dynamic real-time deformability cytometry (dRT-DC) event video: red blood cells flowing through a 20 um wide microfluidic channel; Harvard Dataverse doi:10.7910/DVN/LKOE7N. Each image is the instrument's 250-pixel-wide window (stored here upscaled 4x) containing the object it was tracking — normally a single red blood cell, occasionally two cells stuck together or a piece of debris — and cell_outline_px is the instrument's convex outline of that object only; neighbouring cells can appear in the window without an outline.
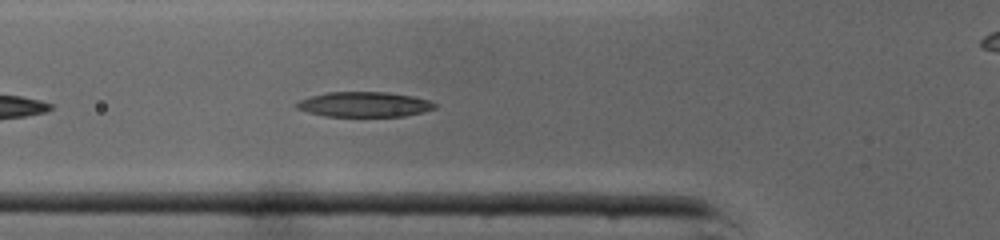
{"species": "common noctule bat (a hibernating species)", "species_latin": "Nyctalus noctula", "temperature_condition": "cold", "stored_images_in_passage": 19, "camera_frame_rate_fps": 3000, "um_per_image_px": 0.085, "animal": {"sex": "male", "body_mass_g": 19.0, "forearm_length_mm": 50.8}, "frame": {"image": 1, "passage_image": 6, "time_ms": 1.667, "image_size_px": [1000, 240], "cell_outline_px": [[436, 108], [424, 112], [404, 116], [324, 116], [308, 112], [296, 108], [296, 104], [300, 100], [312, 96], [328, 92], [388, 92], [412, 96], [428, 100], [436, 104]], "centroid_in_image_um": [30.98, 8.87], "position_along_channel_um": 94.8, "area_um2": 20.06}}
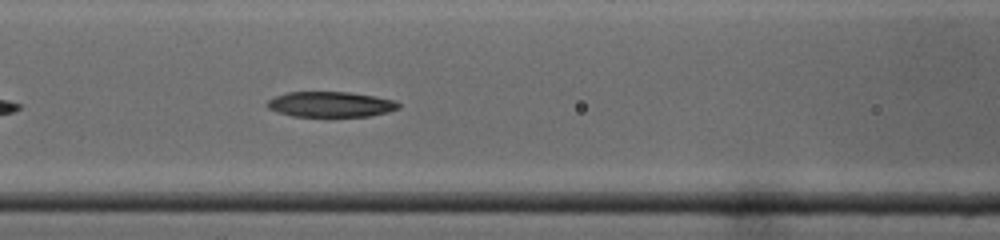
{"frame": {"image": 2, "passage_image": 9, "time_ms": 2.667, "image_size_px": [1000, 240], "cell_outline_px": [[400, 108], [388, 112], [368, 116], [292, 116], [268, 108], [264, 104], [268, 100], [276, 96], [288, 92], [348, 92], [396, 100], [400, 104]], "centroid_in_image_um": [28.11, 8.87], "position_along_channel_um": 138.5, "area_um2": 19.31}}